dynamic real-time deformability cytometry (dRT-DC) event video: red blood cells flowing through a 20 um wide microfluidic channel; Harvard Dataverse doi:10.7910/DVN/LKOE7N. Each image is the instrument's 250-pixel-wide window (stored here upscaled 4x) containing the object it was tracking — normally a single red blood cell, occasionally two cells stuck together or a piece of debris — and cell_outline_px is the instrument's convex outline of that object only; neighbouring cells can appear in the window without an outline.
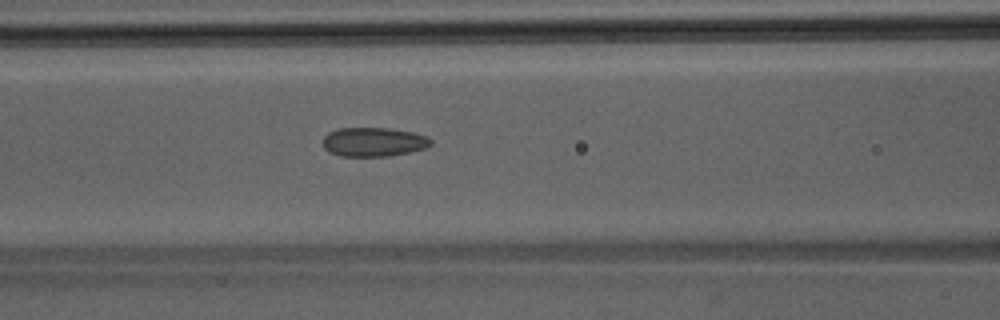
{"species": "Egyptian fruit bat (a non-hibernating species)", "species_latin": "Rousettus aegyptiacus", "temperature_condition": "room temperature", "stored_images_in_passage": 35, "camera_frame_rate_fps": 3000, "um_per_image_px": 0.085, "animal": {"sex": "male"}, "frame": {"image": 1, "passage_image": 9, "time_ms": 2.667, "image_size_px": [1000, 320], "cell_outline_px": [[432, 144], [424, 148], [408, 152], [388, 156], [340, 156], [328, 152], [324, 148], [324, 136], [328, 132], [336, 128], [388, 128], [412, 132], [428, 136], [432, 140]], "centroid_in_image_um": [31.74, 12.06], "position_along_channel_um": 134.9, "area_um2": 18.32}}
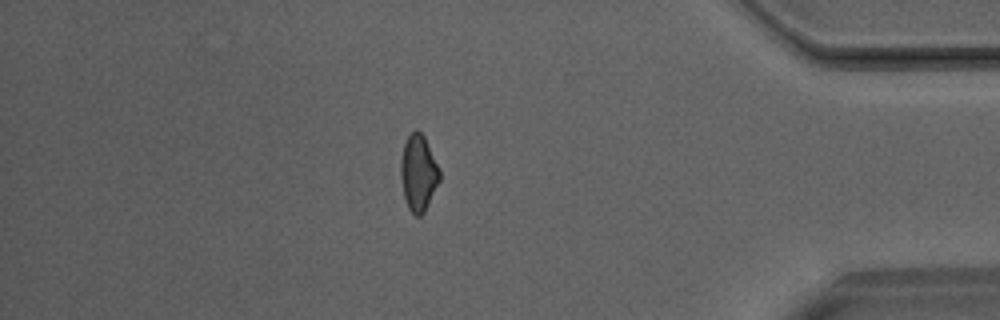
{"frame": {"image": 2, "passage_image": 29, "time_ms": 9.333, "image_size_px": [1000, 320], "cell_outline_px": [[440, 180], [424, 212], [420, 216], [416, 216], [408, 208], [404, 196], [400, 176], [400, 160], [404, 144], [408, 136], [416, 128], [424, 136], [440, 168]], "centroid_in_image_um": [35.56, 14.68], "position_along_channel_um": 399.6, "area_um2": 17.28}}
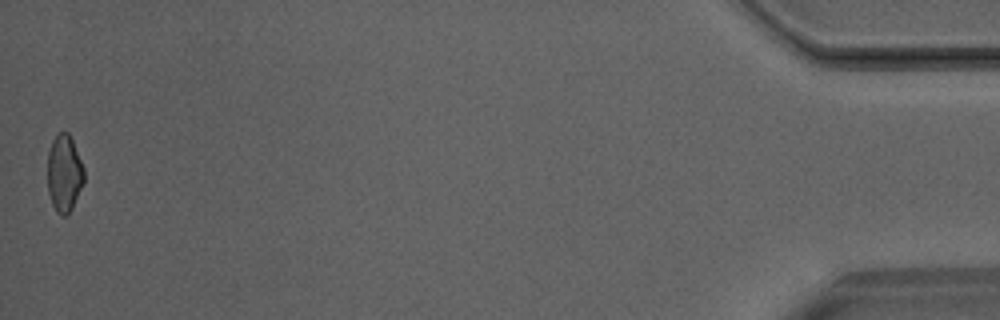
{"frame": {"image": 3, "passage_image": 35, "time_ms": 11.333, "image_size_px": [1000, 320], "cell_outline_px": [[84, 184], [68, 216], [60, 216], [56, 212], [52, 204], [48, 192], [48, 152], [52, 140], [56, 132], [68, 132], [72, 140], [84, 168]], "centroid_in_image_um": [5.46, 14.76], "position_along_channel_um": 429.7, "area_um2": 16.65}}